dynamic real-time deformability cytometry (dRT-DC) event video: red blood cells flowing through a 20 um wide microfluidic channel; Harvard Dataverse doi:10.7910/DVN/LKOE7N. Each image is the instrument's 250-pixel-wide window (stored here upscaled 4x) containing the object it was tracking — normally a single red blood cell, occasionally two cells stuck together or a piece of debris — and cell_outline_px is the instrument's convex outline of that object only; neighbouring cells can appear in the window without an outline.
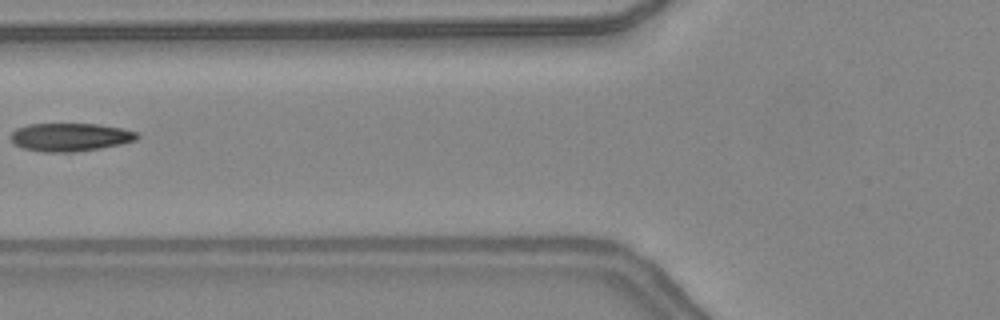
{"species": "common noctule bat (a hibernating species)", "species_latin": "Nyctalus noctula", "temperature_condition": "warm", "stored_images_in_passage": 5, "camera_frame_rate_fps": 3000, "um_per_image_px": 0.085, "animal": {"sex": "female", "body_mass_g": 24.6, "forearm_length_mm": 56.2}, "frame": {"image": 1, "passage_image": 5, "time_ms": 1.333, "image_size_px": [1000, 320], "cell_outline_px": [[140, 136], [136, 140], [120, 144], [100, 148], [72, 152], [40, 152], [24, 148], [16, 144], [12, 140], [12, 132], [16, 128], [28, 124], [96, 124], [120, 128], [136, 132]], "centroid_in_image_um": [5.96, 11.65], "position_along_channel_um": 119.8, "area_um2": 20.52}}